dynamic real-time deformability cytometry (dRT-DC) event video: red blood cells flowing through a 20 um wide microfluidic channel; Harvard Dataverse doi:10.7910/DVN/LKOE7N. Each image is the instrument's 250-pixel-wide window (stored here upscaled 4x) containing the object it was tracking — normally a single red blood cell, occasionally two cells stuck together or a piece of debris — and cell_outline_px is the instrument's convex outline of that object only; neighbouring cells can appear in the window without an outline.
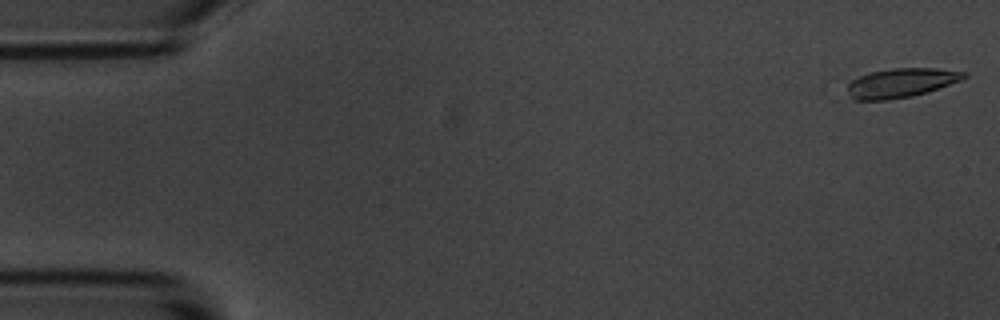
{"species": "common noctule bat (a hibernating species)", "species_latin": "Nyctalus noctula", "temperature_condition": "room temperature", "stored_images_in_passage": 11, "camera_frame_rate_fps": 3000, "um_per_image_px": 0.085, "animal": {"sex": "male", "body_mass_g": 20.1, "forearm_length_mm": 53.5}, "frame": {"image": 1, "passage_image": 1, "time_ms": 0.0, "image_size_px": [1000, 320], "cell_outline_px": [[968, 76], [960, 80], [928, 92], [912, 96], [888, 100], [852, 100], [848, 96], [848, 84], [852, 80], [868, 72], [892, 68], [936, 68], [968, 72]], "centroid_in_image_um": [76.58, 7.04], "position_along_channel_um": 8.4, "area_um2": 20.0}}